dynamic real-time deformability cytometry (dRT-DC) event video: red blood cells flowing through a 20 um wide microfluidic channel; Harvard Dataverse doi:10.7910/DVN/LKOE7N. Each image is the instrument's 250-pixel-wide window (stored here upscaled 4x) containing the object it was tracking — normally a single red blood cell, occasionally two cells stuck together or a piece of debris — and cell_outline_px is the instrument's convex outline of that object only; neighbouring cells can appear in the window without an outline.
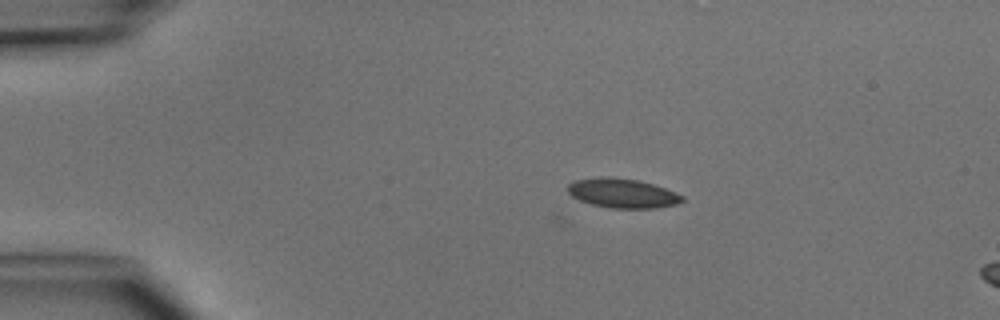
{"species": "common noctule bat (a hibernating species)", "species_latin": "Nyctalus noctula", "temperature_condition": "cold", "stored_images_in_passage": 5, "camera_frame_rate_fps": 3000, "um_per_image_px": 0.085, "animal": {"sex": "male", "body_mass_g": 15.6}, "frame": {"image": 1, "passage_image": 4, "time_ms": 3.333, "image_size_px": [1000, 320], "cell_outline_px": [[684, 200], [676, 204], [656, 208], [612, 208], [592, 204], [580, 200], [572, 196], [568, 192], [568, 184], [576, 180], [600, 176], [612, 176], [640, 180], [676, 192], [684, 196]], "centroid_in_image_um": [52.92, 16.41], "position_along_channel_um": 32.1, "area_um2": 19.65}}